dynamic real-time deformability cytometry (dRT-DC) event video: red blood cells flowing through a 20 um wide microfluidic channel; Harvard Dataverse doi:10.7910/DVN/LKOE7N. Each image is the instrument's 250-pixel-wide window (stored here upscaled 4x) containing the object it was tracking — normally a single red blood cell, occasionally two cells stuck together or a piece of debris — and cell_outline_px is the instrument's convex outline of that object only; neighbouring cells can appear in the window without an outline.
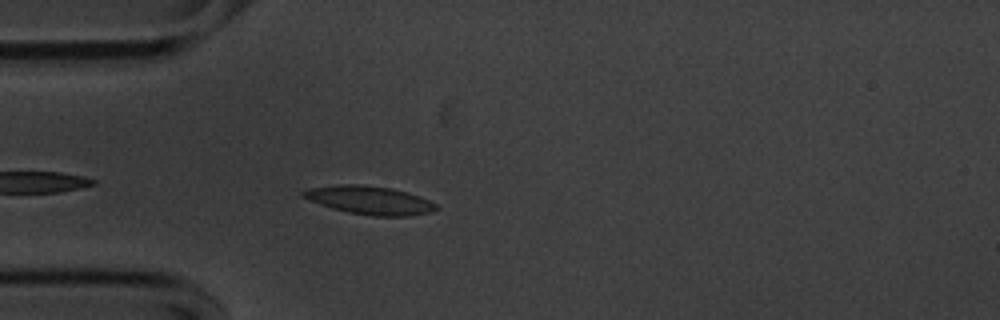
{"species": "common noctule bat (a hibernating species)", "species_latin": "Nyctalus noctula", "temperature_condition": "cold", "stored_images_in_passage": 9, "camera_frame_rate_fps": 3000, "um_per_image_px": 0.085, "animal": {"sex": "male", "body_mass_g": 20.1, "forearm_length_mm": 53.5}, "frame": {"image": 1, "passage_image": 4, "time_ms": 1.0, "image_size_px": [1000, 320], "cell_outline_px": [[440, 208], [432, 212], [408, 216], [372, 216], [348, 212], [332, 208], [320, 204], [300, 196], [300, 192], [308, 188], [340, 184], [356, 184], [388, 188], [420, 196], [436, 204]], "centroid_in_image_um": [31.4, 17.02], "position_along_channel_um": 53.6, "area_um2": 21.85}}